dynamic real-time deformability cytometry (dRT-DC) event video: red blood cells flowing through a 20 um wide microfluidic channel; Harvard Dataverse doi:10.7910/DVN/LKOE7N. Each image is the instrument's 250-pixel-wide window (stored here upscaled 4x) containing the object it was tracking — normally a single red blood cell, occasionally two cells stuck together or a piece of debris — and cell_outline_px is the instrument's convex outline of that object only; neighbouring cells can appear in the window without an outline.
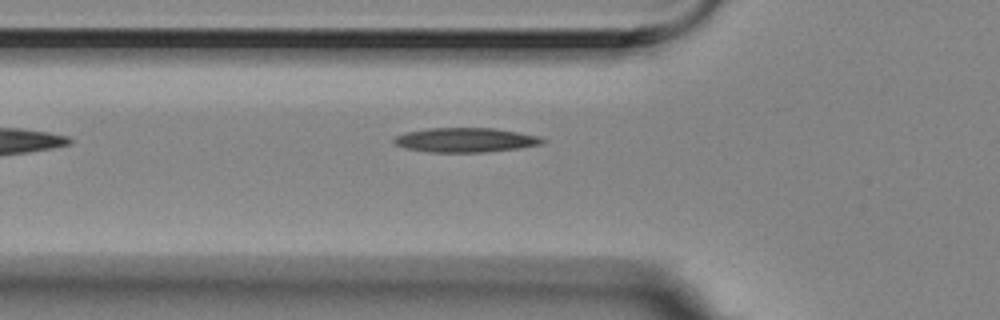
{"species": "Egyptian fruit bat (a non-hibernating species)", "species_latin": "Rousettus aegyptiacus", "temperature_condition": "room temperature", "stored_images_in_passage": 3, "camera_frame_rate_fps": 3000, "um_per_image_px": 0.085, "animal": {"sex": "female"}, "frame": {"image": 1, "passage_image": 3, "time_ms": 0.667, "image_size_px": [1000, 320], "cell_outline_px": [[544, 140], [540, 144], [520, 148], [484, 152], [428, 152], [404, 148], [392, 144], [392, 140], [396, 136], [404, 132], [428, 128], [492, 128], [540, 136]], "centroid_in_image_um": [39.48, 11.9], "position_along_channel_um": 86.3, "area_um2": 21.15}}